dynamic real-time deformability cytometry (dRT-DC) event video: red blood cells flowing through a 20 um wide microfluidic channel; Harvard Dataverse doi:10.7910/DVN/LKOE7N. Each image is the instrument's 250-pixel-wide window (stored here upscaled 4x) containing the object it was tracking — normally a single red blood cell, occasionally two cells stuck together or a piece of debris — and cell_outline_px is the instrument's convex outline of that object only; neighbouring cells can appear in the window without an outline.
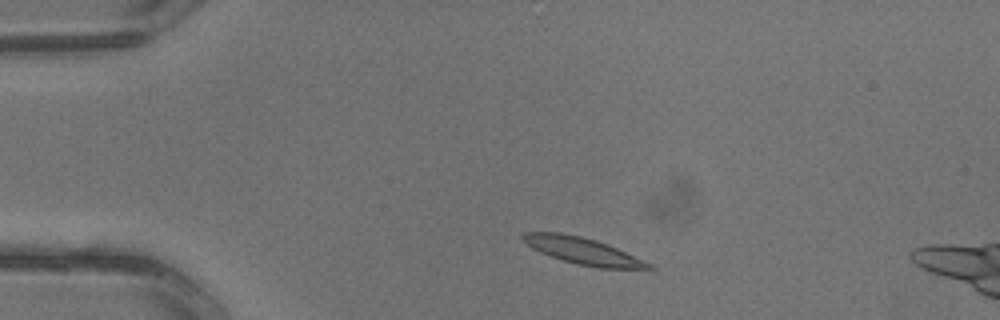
{"species": "common noctule bat (a hibernating species)", "species_latin": "Nyctalus noctula", "temperature_condition": "warm", "stored_images_in_passage": 2, "camera_frame_rate_fps": 3000, "um_per_image_px": 0.085, "animal": {"sex": "male", "body_mass_g": 13.3}, "frame": {"image": 1, "passage_image": 1, "time_ms": 0.0, "image_size_px": [1000, 320], "cell_outline_px": [[656, 268], [596, 268], [576, 264], [540, 252], [532, 248], [520, 240], [520, 236], [524, 232], [560, 232], [580, 236], [596, 240], [608, 244], [652, 264]], "centroid_in_image_um": [49.48, 21.31], "position_along_channel_um": 35.5, "area_um2": 19.48}}